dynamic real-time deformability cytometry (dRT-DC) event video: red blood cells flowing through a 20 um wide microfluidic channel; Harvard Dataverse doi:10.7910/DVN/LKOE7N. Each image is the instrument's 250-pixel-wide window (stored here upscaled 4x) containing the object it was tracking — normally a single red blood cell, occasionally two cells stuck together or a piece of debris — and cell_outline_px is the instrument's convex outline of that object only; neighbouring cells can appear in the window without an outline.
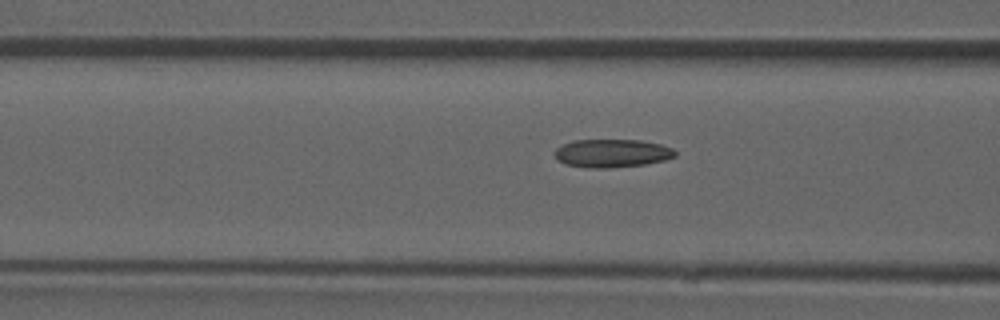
{"species": "common noctule bat (a hibernating species)", "species_latin": "Nyctalus noctula", "temperature_condition": "room temperature", "stored_images_in_passage": 46, "camera_frame_rate_fps": 3000, "um_per_image_px": 0.085, "animal": {"sex": "male", "forearm_length_mm": 52.5}, "frame": {"image": 1, "passage_image": 14, "time_ms": 4.333, "image_size_px": [1000, 320], "cell_outline_px": [[676, 156], [664, 160], [644, 164], [608, 168], [592, 168], [564, 164], [556, 160], [552, 152], [556, 148], [572, 140], [640, 140], [660, 144], [672, 148], [676, 152]], "centroid_in_image_um": [51.97, 13.02], "position_along_channel_um": 114.6, "area_um2": 19.88}, "authors_computed_cell_mechanics": {"area_um2": 19.4786, "velocity_mm_per_s": 3.9056, "shape_relaxation_time_tau1_ms": null, "shape_relaxation_time_tau2_ms": 2.8374, "deformation_change_tau1": null, "deformation_change_tau2": 0.0965}}